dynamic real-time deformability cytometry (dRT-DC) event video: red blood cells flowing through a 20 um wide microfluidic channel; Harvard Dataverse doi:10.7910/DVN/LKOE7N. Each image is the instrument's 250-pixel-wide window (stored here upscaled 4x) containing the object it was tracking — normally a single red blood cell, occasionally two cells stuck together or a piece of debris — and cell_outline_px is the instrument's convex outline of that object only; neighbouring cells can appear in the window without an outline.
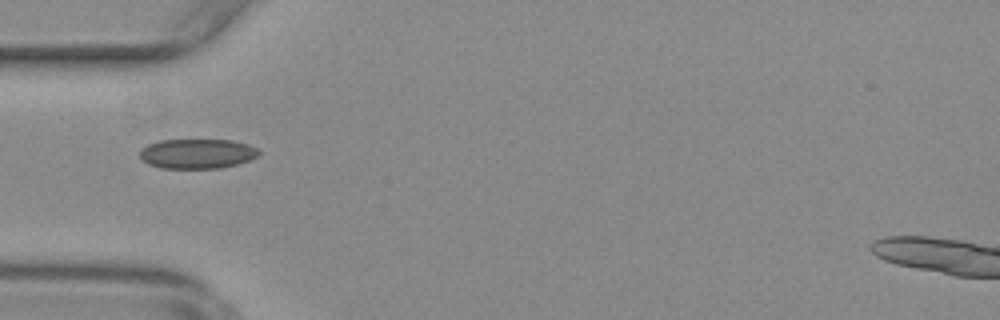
{"species": "common noctule bat (a hibernating species)", "species_latin": "Nyctalus noctula", "temperature_condition": "warm", "stored_images_in_passage": 35, "camera_frame_rate_fps": 3000, "um_per_image_px": 0.085, "animal": {"sex": "female", "body_mass_g": 29.2, "forearm_length_mm": 56.3}, "frame": {"image": 1, "passage_image": 6, "time_ms": 1.667, "image_size_px": [1000, 320], "cell_outline_px": [[260, 152], [256, 156], [248, 160], [236, 164], [220, 168], [160, 168], [148, 164], [140, 156], [140, 152], [148, 144], [160, 140], [232, 140], [248, 144], [256, 148]], "centroid_in_image_um": [16.76, 13.06], "position_along_channel_um": 68.2, "area_um2": 20.4}}
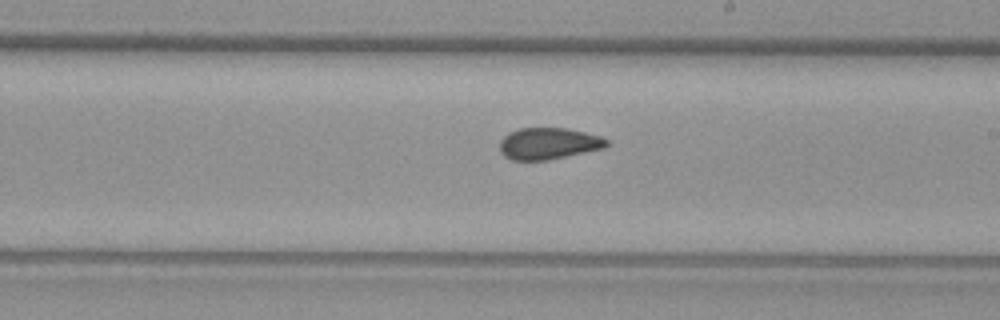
{"frame": {"image": 2, "passage_image": 20, "time_ms": 6.333, "image_size_px": [1000, 320], "cell_outline_px": [[608, 144], [604, 148], [548, 160], [512, 160], [504, 156], [500, 152], [500, 140], [508, 132], [520, 128], [568, 128], [600, 136], [608, 140]], "centroid_in_image_um": [46.6, 12.2], "position_along_channel_um": 242.4, "area_um2": 19.71}}
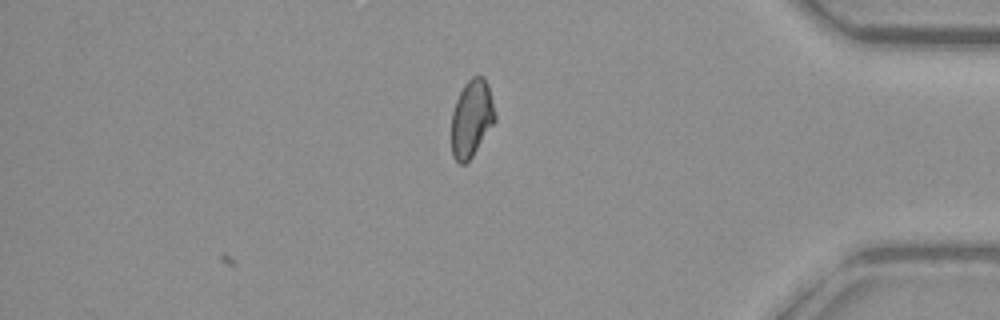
{"frame": {"image": 3, "passage_image": 35, "time_ms": 11.333, "image_size_px": [1000, 320], "cell_outline_px": [[496, 120], [472, 156], [464, 164], [460, 164], [452, 156], [452, 112], [456, 100], [464, 84], [472, 76], [484, 76], [488, 84], [496, 116]], "centroid_in_image_um": [40.09, 10.04], "position_along_channel_um": 395.1, "area_um2": 19.48}, "authors_computed_cell_mechanics": {"area_um2": 20.0566, "velocity_mm_per_s": 3.7217, "shape_relaxation_time_tau1_ms": null, "shape_relaxation_time_tau2_ms": 2.0101, "deformation_change_tau1": null, "deformation_change_tau2": 0.0624}}